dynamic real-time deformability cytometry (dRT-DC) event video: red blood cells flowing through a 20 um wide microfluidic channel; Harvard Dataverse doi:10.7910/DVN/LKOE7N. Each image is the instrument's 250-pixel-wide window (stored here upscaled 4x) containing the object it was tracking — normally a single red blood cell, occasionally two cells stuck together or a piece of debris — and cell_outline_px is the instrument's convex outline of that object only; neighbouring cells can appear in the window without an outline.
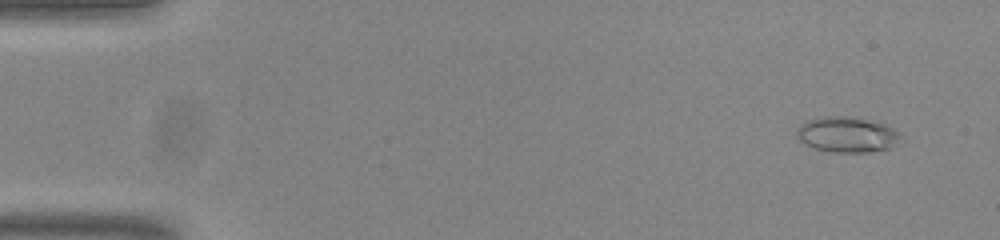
{"species": "common noctule bat (a hibernating species)", "species_latin": "Nyctalus noctula", "temperature_condition": "room temperature", "stored_images_in_passage": 53, "camera_frame_rate_fps": 3000, "um_per_image_px": 0.085, "animal": {"sex": "male", "body_mass_g": 20.0, "forearm_length_mm": 53.3}, "frame": {"image": 1, "passage_image": 3, "time_ms": 0.667, "image_size_px": [1000, 240], "cell_outline_px": [[900, 132], [892, 148], [868, 152], [828, 152], [804, 144], [796, 136], [796, 132], [800, 124], [816, 116], [852, 116], [884, 124]], "centroid_in_image_um": [71.94, 11.43], "position_along_channel_um": 13.1, "area_um2": 21.5}}
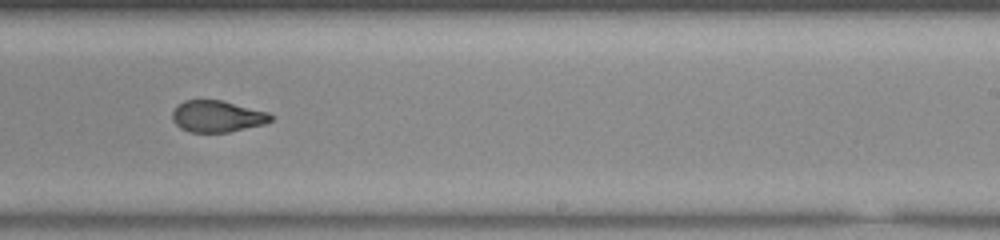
{"frame": {"image": 2, "passage_image": 33, "time_ms": 10.667, "image_size_px": [1000, 240], "cell_outline_px": [[272, 120], [264, 124], [228, 132], [192, 132], [180, 128], [172, 120], [172, 112], [184, 100], [220, 100], [268, 112], [272, 116]], "centroid_in_image_um": [18.45, 9.89], "position_along_channel_um": 270.5, "area_um2": 17.86}}
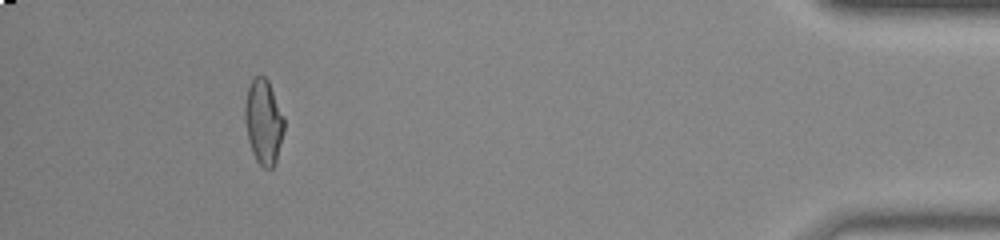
{"frame": {"image": 3, "passage_image": 49, "time_ms": 16.0, "image_size_px": [1000, 240], "cell_outline_px": [[284, 128], [276, 164], [272, 168], [264, 168], [256, 160], [252, 152], [248, 140], [244, 120], [244, 104], [248, 88], [252, 80], [256, 76], [264, 76], [268, 80], [284, 116]], "centroid_in_image_um": [22.39, 10.37], "position_along_channel_um": 412.8, "area_um2": 19.48}, "authors_computed_cell_mechanics": {"area_um2": 19.3052, "velocity_mm_per_s": 3.8255, "shape_relaxation_time_tau1_ms": null, "shape_relaxation_time_tau2_ms": 1.3837, "deformation_change_tau1": null, "deformation_change_tau2": 0.0752}}